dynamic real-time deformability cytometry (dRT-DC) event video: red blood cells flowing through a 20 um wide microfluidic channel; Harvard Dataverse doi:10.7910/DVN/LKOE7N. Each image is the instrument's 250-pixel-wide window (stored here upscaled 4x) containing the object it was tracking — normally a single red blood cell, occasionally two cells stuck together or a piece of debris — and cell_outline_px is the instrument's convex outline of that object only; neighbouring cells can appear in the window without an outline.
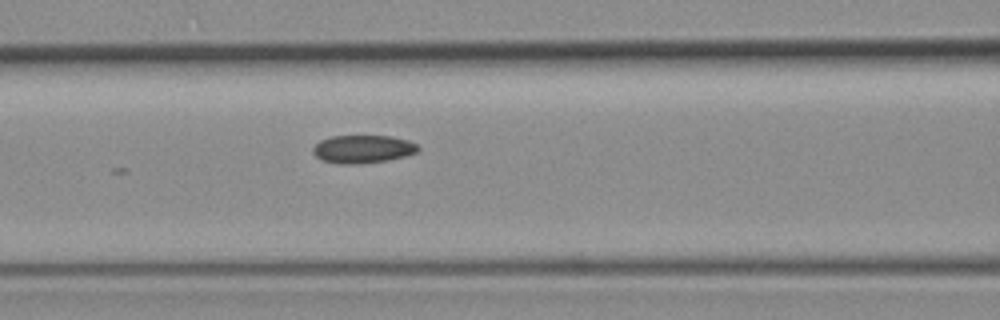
{"species": "common noctule bat (a hibernating species)", "species_latin": "Nyctalus noctula", "temperature_condition": "room temperature", "stored_images_in_passage": 6, "camera_frame_rate_fps": 3000, "um_per_image_px": 0.085, "animal": {"sex": "female", "body_mass_g": 19.3, "forearm_length_mm": 54.1}, "frame": {"image": 1, "passage_image": 6, "time_ms": 6.667, "image_size_px": [1000, 320], "cell_outline_px": [[420, 148], [416, 152], [404, 156], [388, 160], [360, 164], [340, 164], [320, 160], [312, 152], [312, 148], [320, 140], [332, 136], [392, 136], [408, 140], [416, 144]], "centroid_in_image_um": [30.81, 12.67], "position_along_channel_um": 135.8, "area_um2": 17.22}}